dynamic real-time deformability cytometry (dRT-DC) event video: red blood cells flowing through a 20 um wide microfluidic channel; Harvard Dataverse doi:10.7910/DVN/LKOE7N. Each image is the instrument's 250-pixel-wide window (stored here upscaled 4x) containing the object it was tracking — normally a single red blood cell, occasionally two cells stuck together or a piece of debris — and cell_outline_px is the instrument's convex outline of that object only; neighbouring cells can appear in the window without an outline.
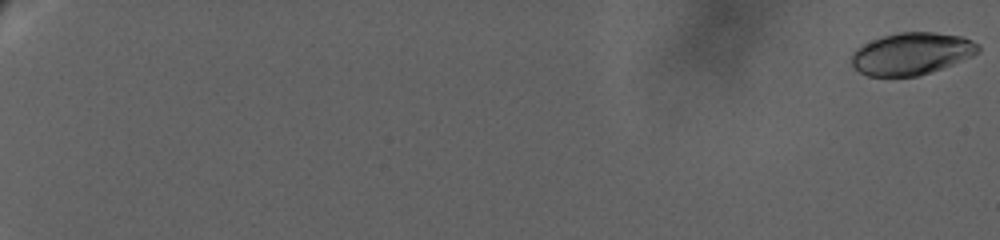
{"species": "human", "species_latin": "Homo sapiens", "temperature_condition": "warm", "stored_images_in_passage": 65, "camera_frame_rate_fps": 3000, "um_per_image_px": 0.085, "donor": {"sex": "female"}, "frame": {"image": 1, "passage_image": 1, "time_ms": 0.0, "image_size_px": [1000, 240], "cell_outline_px": [[980, 52], [972, 56], [932, 72], [920, 76], [868, 76], [852, 68], [852, 52], [856, 48], [872, 40], [884, 36], [900, 32], [932, 32], [964, 36], [980, 44]], "centroid_in_image_um": [77.51, 4.56], "position_along_channel_um": 7.5, "area_um2": 31.27}}
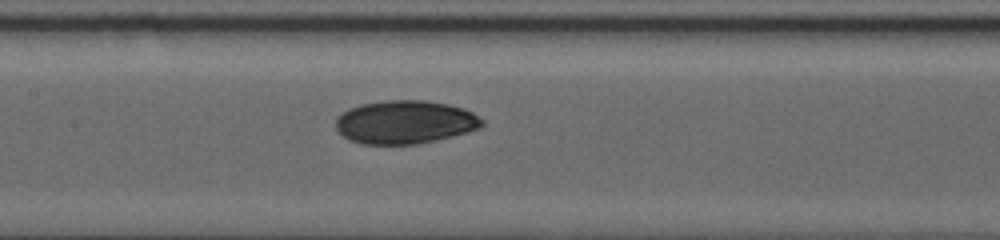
{"frame": {"image": 2, "passage_image": 38, "time_ms": 15.0, "image_size_px": [1000, 240], "cell_outline_px": [[484, 124], [480, 128], [468, 132], [436, 140], [416, 144], [364, 144], [348, 140], [336, 128], [336, 116], [348, 108], [360, 104], [388, 100], [424, 100], [448, 104], [464, 108], [472, 112], [484, 120]], "centroid_in_image_um": [34.43, 10.37], "position_along_channel_um": 173.0, "area_um2": 37.11}}
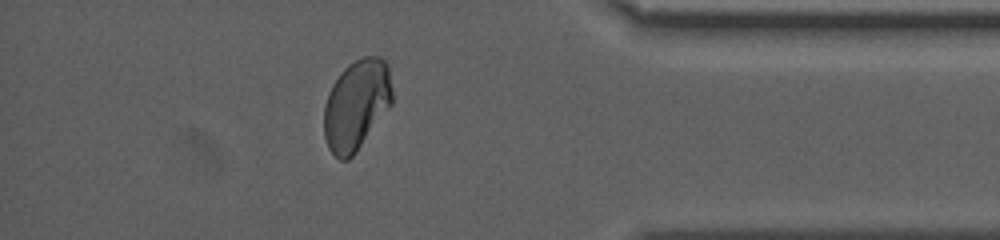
{"frame": {"image": 3, "passage_image": 59, "time_ms": 23.667, "image_size_px": [1000, 240], "cell_outline_px": [[392, 104], [356, 152], [348, 160], [340, 160], [328, 148], [324, 136], [324, 104], [328, 92], [332, 84], [340, 72], [348, 64], [364, 56], [380, 56], [388, 64], [392, 88]], "centroid_in_image_um": [30.29, 8.89], "position_along_channel_um": 404.9, "area_um2": 36.13}, "authors_computed_cell_mechanics": {"area_um2": 35.7782, "velocity_mm_per_s": 2.8848, "shape_relaxation_time_tau1_ms": 8.0556, "shape_relaxation_time_tau2_ms": 3.2546, "deformation_change_tau1": 0.1628, "deformation_change_tau2": 0.0489}}